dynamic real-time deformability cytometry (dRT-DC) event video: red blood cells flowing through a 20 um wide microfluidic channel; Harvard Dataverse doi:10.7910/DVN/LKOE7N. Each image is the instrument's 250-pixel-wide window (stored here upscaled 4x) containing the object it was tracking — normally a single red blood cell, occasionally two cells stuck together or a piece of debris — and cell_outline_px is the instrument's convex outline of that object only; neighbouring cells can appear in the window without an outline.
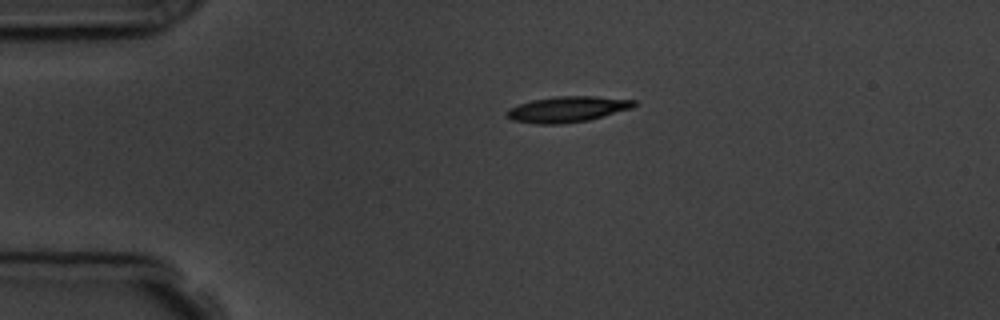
{"species": "common noctule bat (a hibernating species)", "species_latin": "Nyctalus noctula", "temperature_condition": "room temperature", "stored_images_in_passage": 2, "camera_frame_rate_fps": 3000, "um_per_image_px": 0.085, "animal": {"sex": "male", "body_mass_g": 19.5, "forearm_length_mm": 54.6}, "frame": {"image": 1, "passage_image": 1, "time_ms": 0.0, "image_size_px": [1000, 320], "cell_outline_px": [[636, 104], [632, 108], [588, 120], [560, 124], [536, 124], [512, 120], [504, 116], [508, 108], [532, 100], [556, 96], [596, 96], [636, 100]], "centroid_in_image_um": [48.2, 9.28], "position_along_channel_um": 36.8, "area_um2": 19.13}}